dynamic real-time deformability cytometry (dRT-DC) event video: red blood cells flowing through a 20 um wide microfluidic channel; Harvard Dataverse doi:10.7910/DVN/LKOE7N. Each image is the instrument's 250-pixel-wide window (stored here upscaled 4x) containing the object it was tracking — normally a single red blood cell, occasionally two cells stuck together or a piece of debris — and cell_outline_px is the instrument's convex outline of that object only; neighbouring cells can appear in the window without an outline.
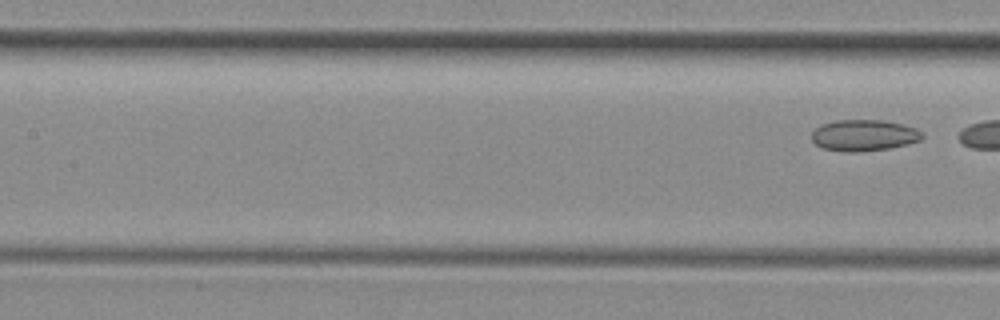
{"species": "common noctule bat (a hibernating species)", "species_latin": "Nyctalus noctula", "temperature_condition": "room temperature", "stored_images_in_passage": 5, "segment_of_instrument_passage": [2, 2], "camera_frame_rate_fps": 3000, "um_per_image_px": 0.085, "animal": {"sex": "female", "body_mass_g": 29.2, "forearm_length_mm": 56.3}, "frame": {"image": 1, "passage_image": 5, "time_ms": 6.667, "image_size_px": [1000, 320], "cell_outline_px": [[924, 136], [920, 140], [908, 144], [888, 148], [856, 152], [848, 152], [824, 148], [816, 144], [812, 140], [812, 132], [820, 124], [836, 120], [884, 120], [904, 124], [916, 128]], "centroid_in_image_um": [73.44, 11.49], "position_along_channel_um": 134.0, "area_um2": 20.11}}